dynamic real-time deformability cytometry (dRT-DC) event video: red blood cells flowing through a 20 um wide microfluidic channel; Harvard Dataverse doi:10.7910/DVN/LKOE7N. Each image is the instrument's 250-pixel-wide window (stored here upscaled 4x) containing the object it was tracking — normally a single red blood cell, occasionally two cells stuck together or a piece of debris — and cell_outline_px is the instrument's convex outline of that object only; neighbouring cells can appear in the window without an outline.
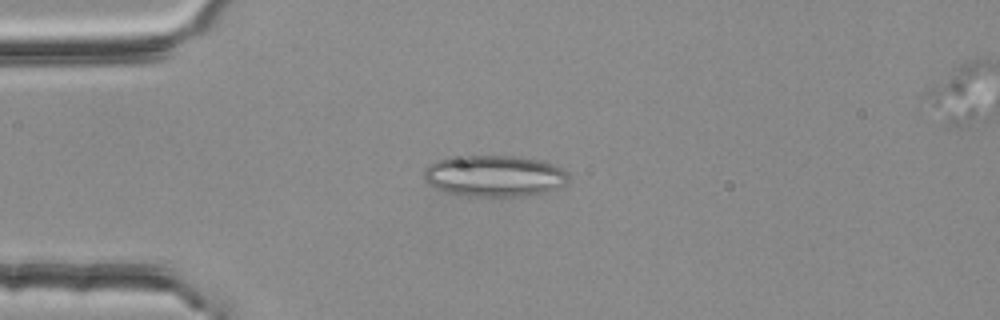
{"species": "common noctule bat (a hibernating species)", "species_latin": "Nyctalus noctula", "temperature_condition": "room temperature", "stored_images_in_passage": 6, "segment_of_instrument_passage": [2, 2], "camera_frame_rate_fps": 3000, "um_per_image_px": 0.085, "animal": {"sex": "female", "body_mass_g": 25.1}, "frame": {"image": 1, "passage_image": 6, "time_ms": 1.667, "image_size_px": [1000, 320], "cell_outline_px": [[572, 176], [564, 184], [544, 192], [524, 196], [468, 196], [444, 192], [428, 184], [424, 180], [424, 168], [428, 164], [436, 160], [448, 156], [516, 156], [540, 160], [556, 164], [564, 168]], "centroid_in_image_um": [42.01, 14.94], "position_along_channel_um": 43.0, "area_um2": 35.37}}